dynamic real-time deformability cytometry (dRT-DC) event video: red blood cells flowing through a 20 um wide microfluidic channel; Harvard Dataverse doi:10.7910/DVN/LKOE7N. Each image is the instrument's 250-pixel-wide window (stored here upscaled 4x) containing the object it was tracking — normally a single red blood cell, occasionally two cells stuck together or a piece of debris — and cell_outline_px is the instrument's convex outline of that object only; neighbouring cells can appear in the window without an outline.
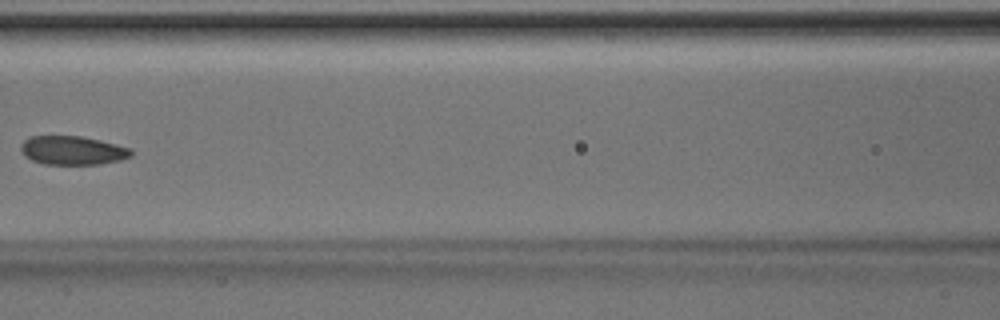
{"species": "Egyptian fruit bat (a non-hibernating species)", "species_latin": "Rousettus aegyptiacus", "temperature_condition": "room temperature", "stored_images_in_passage": 7, "camera_frame_rate_fps": 3000, "um_per_image_px": 0.085, "animal": {"sex": "male"}, "frame": {"image": 1, "passage_image": 6, "time_ms": 1.667, "image_size_px": [1000, 320], "cell_outline_px": [[132, 156], [120, 160], [100, 164], [44, 164], [32, 160], [24, 156], [20, 152], [20, 144], [28, 136], [80, 136], [100, 140], [132, 148]], "centroid_in_image_um": [6.14, 12.78], "position_along_channel_um": 160.5, "area_um2": 18.67}}
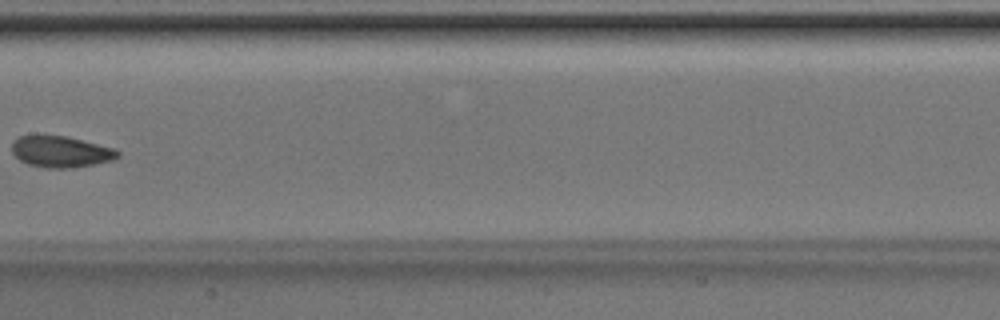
{"frame": {"image": 2, "passage_image": 7, "time_ms": 2.0, "image_size_px": [1000, 320], "cell_outline_px": [[120, 156], [112, 160], [92, 164], [68, 168], [44, 168], [28, 164], [20, 160], [12, 152], [12, 144], [20, 136], [68, 136], [112, 148], [120, 152]], "centroid_in_image_um": [5.17, 12.9], "position_along_channel_um": 202.2, "area_um2": 18.96}}